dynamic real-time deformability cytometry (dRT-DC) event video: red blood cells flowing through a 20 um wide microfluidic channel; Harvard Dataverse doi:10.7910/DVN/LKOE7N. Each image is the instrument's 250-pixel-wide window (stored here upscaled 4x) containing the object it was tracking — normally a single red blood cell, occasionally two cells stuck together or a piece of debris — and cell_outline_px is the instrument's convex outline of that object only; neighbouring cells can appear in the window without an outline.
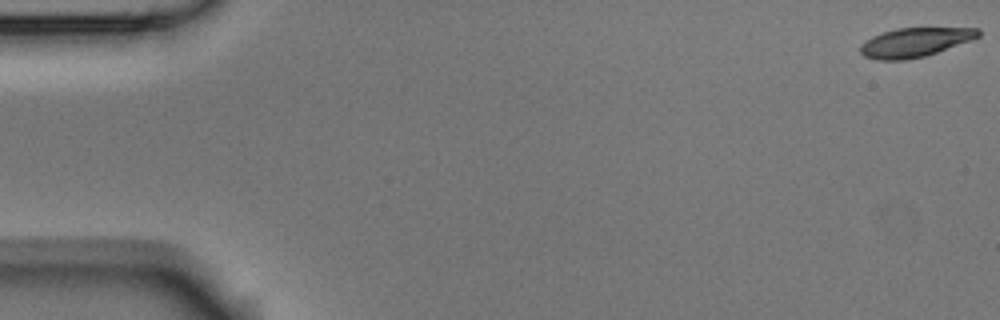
{"species": "Egyptian fruit bat (a non-hibernating species)", "species_latin": "Rousettus aegyptiacus", "temperature_condition": "room temperature", "stored_images_in_passage": 5, "camera_frame_rate_fps": 3000, "um_per_image_px": 0.085, "animal": {"sex": "male"}, "frame": {"image": 1, "passage_image": 1, "time_ms": 0.0, "image_size_px": [1000, 320], "cell_outline_px": [[980, 36], [972, 40], [924, 56], [904, 60], [876, 60], [864, 56], [860, 52], [860, 44], [872, 36], [896, 28], [980, 28]], "centroid_in_image_um": [77.75, 3.6], "position_along_channel_um": 7.3, "area_um2": 19.94}}
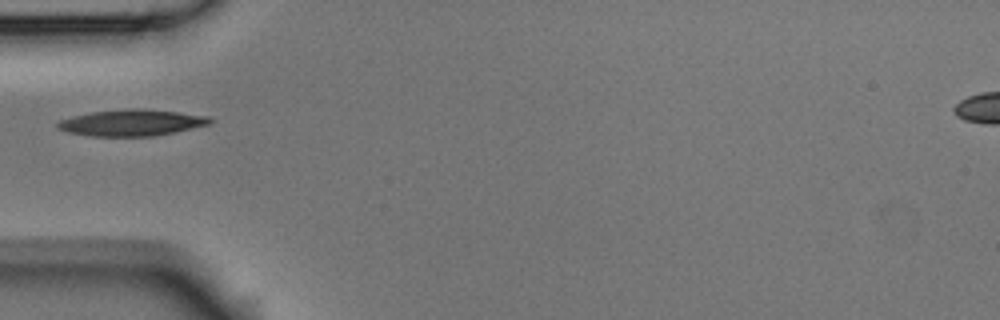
{"frame": {"image": 2, "passage_image": 5, "time_ms": 1.333, "image_size_px": [1000, 320], "cell_outline_px": [[212, 124], [156, 136], [88, 136], [64, 132], [56, 128], [56, 124], [60, 120], [72, 116], [92, 112], [128, 108], [144, 108], [180, 112], [208, 116], [212, 120]], "centroid_in_image_um": [11.18, 10.43], "position_along_channel_um": 73.8, "area_um2": 23.76}}